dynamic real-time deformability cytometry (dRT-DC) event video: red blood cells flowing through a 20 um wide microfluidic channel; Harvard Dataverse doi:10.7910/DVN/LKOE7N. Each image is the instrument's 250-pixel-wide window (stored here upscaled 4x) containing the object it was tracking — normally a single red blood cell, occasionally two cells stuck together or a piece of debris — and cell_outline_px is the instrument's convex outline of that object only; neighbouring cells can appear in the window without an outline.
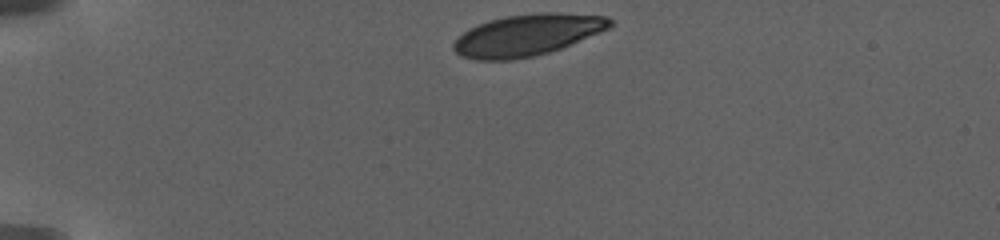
{"species": "human", "species_latin": "Homo sapiens", "temperature_condition": "warm", "stored_images_in_passage": 33, "camera_frame_rate_fps": 3000, "um_per_image_px": 0.085, "donor": {"sex": "female"}, "frame": {"image": 1, "passage_image": 1, "time_ms": 0.0, "image_size_px": [1000, 240], "cell_outline_px": [[612, 24], [608, 28], [600, 32], [560, 48], [548, 52], [532, 56], [512, 60], [476, 60], [460, 56], [452, 48], [452, 44], [468, 28], [488, 20], [504, 16], [540, 12], [556, 12], [608, 16], [612, 20]], "centroid_in_image_um": [44.79, 2.97], "position_along_channel_um": 40.2, "area_um2": 37.8}}
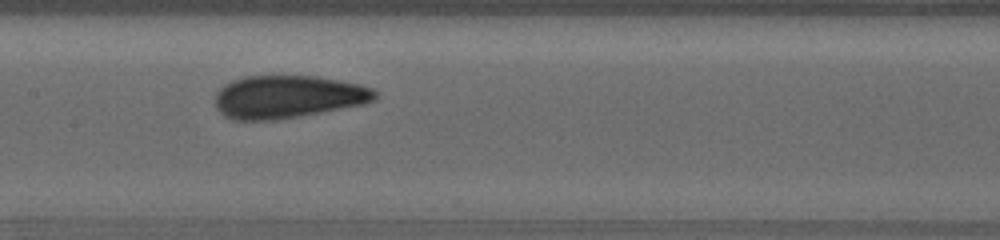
{"frame": {"image": 2, "passage_image": 12, "time_ms": 7.0, "image_size_px": [1000, 240], "cell_outline_px": [[380, 96], [376, 100], [364, 104], [300, 116], [272, 120], [236, 120], [224, 116], [216, 108], [216, 92], [224, 84], [232, 80], [244, 76], [316, 76], [360, 84], [372, 88], [380, 92]], "centroid_in_image_um": [24.5, 8.22], "position_along_channel_um": 182.9, "area_um2": 40.11}}
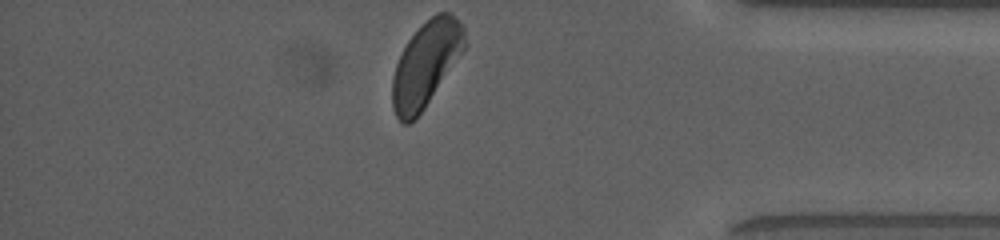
{"frame": {"image": 3, "passage_image": 33, "time_ms": 15.333, "image_size_px": [1000, 240], "cell_outline_px": [[468, 44], [424, 108], [408, 124], [404, 124], [396, 116], [392, 104], [392, 80], [396, 64], [408, 40], [436, 12], [452, 12], [464, 24]], "centroid_in_image_um": [36.24, 5.4], "position_along_channel_um": 399.0, "area_um2": 35.49}, "authors_computed_cell_mechanics": {"area_um2": 39.304, "velocity_mm_per_s": 2.8554, "shape_relaxation_time_tau1_ms": 3.335, "shape_relaxation_time_tau2_ms": 0.9109, "deformation_change_tau1": 0.1159, "deformation_change_tau2": 0.0515}}